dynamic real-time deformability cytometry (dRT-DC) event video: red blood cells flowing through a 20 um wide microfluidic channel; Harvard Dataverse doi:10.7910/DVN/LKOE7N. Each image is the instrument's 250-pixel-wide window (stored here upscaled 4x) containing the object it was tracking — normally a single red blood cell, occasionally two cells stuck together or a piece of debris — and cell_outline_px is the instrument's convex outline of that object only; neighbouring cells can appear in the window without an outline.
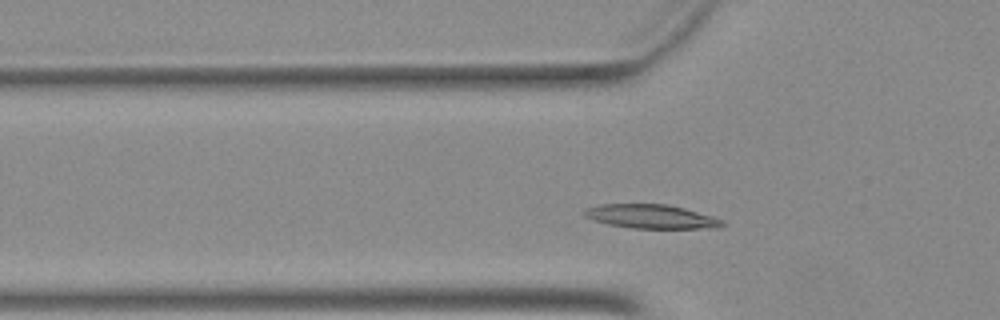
{"species": "Egyptian fruit bat (a non-hibernating species)", "species_latin": "Rousettus aegyptiacus", "temperature_condition": "warm", "stored_images_in_passage": 36, "camera_frame_rate_fps": 3000, "um_per_image_px": 0.085, "animal": {"sex": "female"}, "frame": {"image": 1, "passage_image": 7, "time_ms": 2.0, "image_size_px": [1000, 320], "cell_outline_px": [[728, 224], [720, 228], [632, 228], [608, 224], [592, 220], [584, 216], [584, 212], [588, 208], [600, 204], [668, 204], [684, 208], [712, 216], [724, 220]], "centroid_in_image_um": [55.4, 18.41], "position_along_channel_um": 70.4, "area_um2": 19.31}}
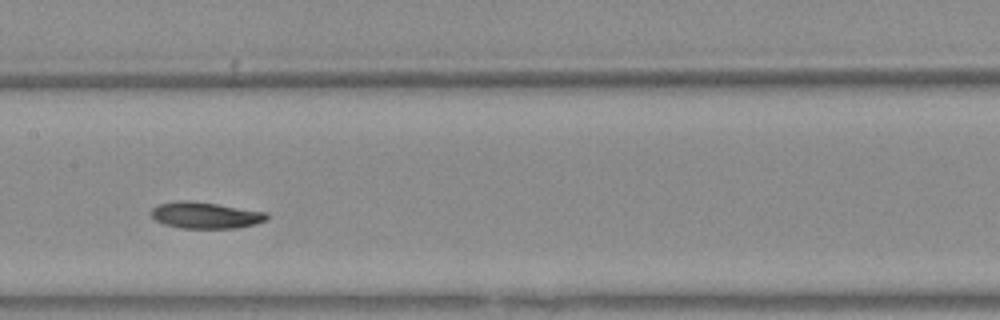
{"frame": {"image": 2, "passage_image": 16, "time_ms": 5.0, "image_size_px": [1000, 320], "cell_outline_px": [[268, 220], [236, 228], [180, 228], [164, 224], [156, 220], [152, 216], [152, 208], [156, 204], [176, 200], [216, 204], [268, 212]], "centroid_in_image_um": [17.45, 18.3], "position_along_channel_um": 189.9, "area_um2": 17.63}}
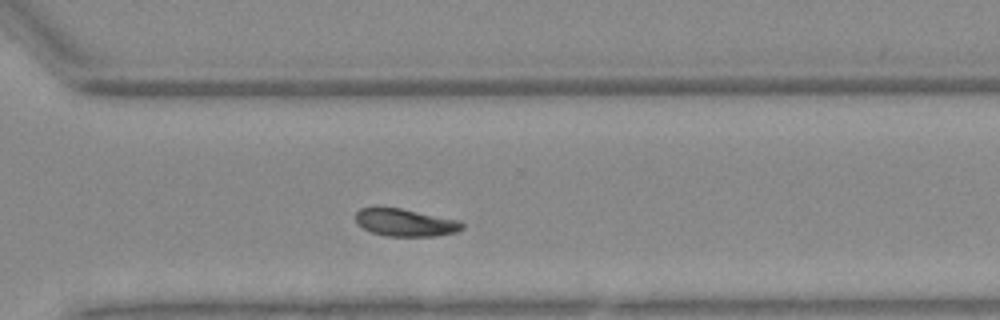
{"frame": {"image": 3, "passage_image": 27, "time_ms": 8.667, "image_size_px": [1000, 320], "cell_outline_px": [[464, 228], [456, 232], [436, 236], [384, 236], [368, 232], [356, 220], [356, 212], [360, 208], [376, 204], [400, 208], [460, 220], [464, 224]], "centroid_in_image_um": [34.41, 18.88], "position_along_channel_um": 336.2, "area_um2": 17.63}}